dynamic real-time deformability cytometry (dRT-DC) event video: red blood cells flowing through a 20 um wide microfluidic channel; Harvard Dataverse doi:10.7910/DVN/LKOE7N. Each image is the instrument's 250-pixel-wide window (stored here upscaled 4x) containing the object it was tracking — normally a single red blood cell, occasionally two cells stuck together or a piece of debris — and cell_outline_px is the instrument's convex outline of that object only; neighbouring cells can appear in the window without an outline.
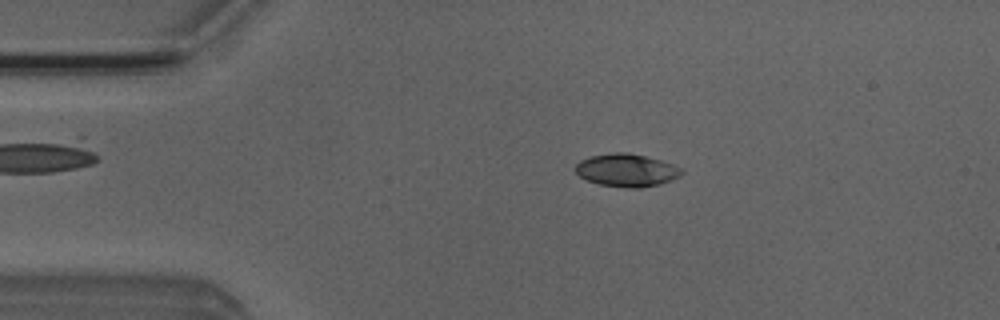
{"species": "Egyptian fruit bat (a non-hibernating species)", "species_latin": "Rousettus aegyptiacus", "temperature_condition": "room temperature", "stored_images_in_passage": 51, "camera_frame_rate_fps": 3000, "um_per_image_px": 0.085, "animal": {"sex": "male"}, "frame": {"image": 1, "passage_image": 9, "time_ms": 2.667, "image_size_px": [1000, 320], "cell_outline_px": [[684, 172], [680, 176], [672, 180], [660, 184], [640, 188], [628, 188], [600, 184], [588, 180], [580, 176], [572, 168], [580, 160], [592, 156], [612, 152], [628, 152], [660, 160], [672, 164], [680, 168]], "centroid_in_image_um": [53.25, 14.47], "position_along_channel_um": 31.7, "area_um2": 20.29}}
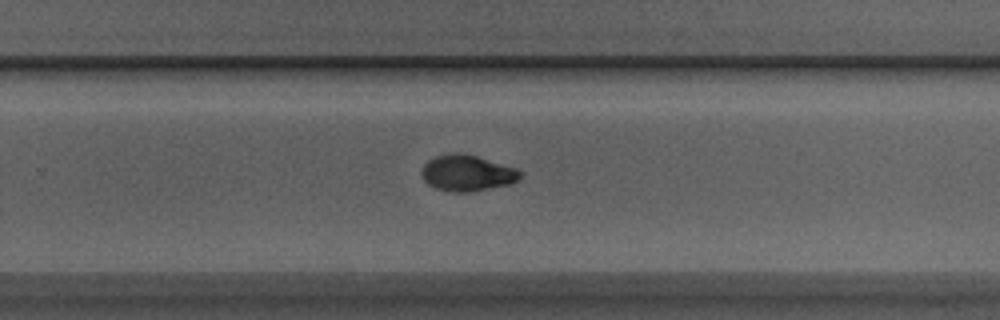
{"frame": {"image": 2, "passage_image": 32, "time_ms": 10.333, "image_size_px": [1000, 320], "cell_outline_px": [[524, 172], [512, 184], [472, 192], [452, 192], [436, 188], [428, 184], [424, 180], [420, 172], [424, 164], [428, 160], [436, 156], [452, 152], [464, 152], [516, 168]], "centroid_in_image_um": [39.7, 14.7], "position_along_channel_um": 290.1, "area_um2": 20.98}}
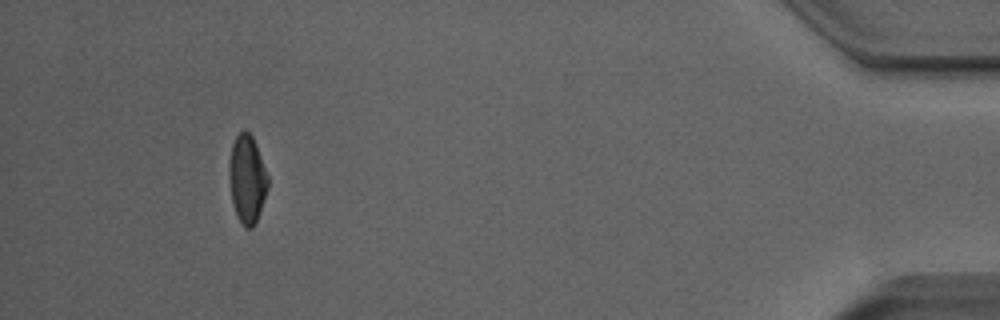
{"frame": {"image": 3, "passage_image": 47, "time_ms": 15.333, "image_size_px": [1000, 320], "cell_outline_px": [[268, 188], [256, 224], [252, 228], [244, 228], [236, 216], [232, 200], [228, 172], [228, 168], [232, 144], [236, 136], [244, 128], [252, 136], [268, 176]], "centroid_in_image_um": [20.99, 15.25], "position_along_channel_um": 414.2, "area_um2": 19.94}, "authors_computed_cell_mechanics": {"area_um2": 20.2878, "velocity_mm_per_s": 3.9204, "shape_relaxation_time_tau1_ms": 4.0069, "shape_relaxation_time_tau2_ms": 2.1869, "deformation_change_tau1": 0.1532, "deformation_change_tau2": 0.044}}